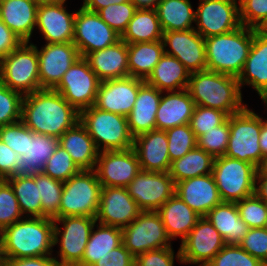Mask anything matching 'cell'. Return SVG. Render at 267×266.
Returning a JSON list of instances; mask_svg holds the SVG:
<instances>
[{"label":"cell","mask_w":267,"mask_h":266,"mask_svg":"<svg viewBox=\"0 0 267 266\" xmlns=\"http://www.w3.org/2000/svg\"><path fill=\"white\" fill-rule=\"evenodd\" d=\"M21 121L33 132L60 138L80 121V113L54 89H41L25 95Z\"/></svg>","instance_id":"cell-1"},{"label":"cell","mask_w":267,"mask_h":266,"mask_svg":"<svg viewBox=\"0 0 267 266\" xmlns=\"http://www.w3.org/2000/svg\"><path fill=\"white\" fill-rule=\"evenodd\" d=\"M54 220L23 217L1 233L0 251L4 259L53 256Z\"/></svg>","instance_id":"cell-2"},{"label":"cell","mask_w":267,"mask_h":266,"mask_svg":"<svg viewBox=\"0 0 267 266\" xmlns=\"http://www.w3.org/2000/svg\"><path fill=\"white\" fill-rule=\"evenodd\" d=\"M196 106L217 109L228 116L242 111L248 104L238 78L211 70H202L190 74L187 87Z\"/></svg>","instance_id":"cell-3"},{"label":"cell","mask_w":267,"mask_h":266,"mask_svg":"<svg viewBox=\"0 0 267 266\" xmlns=\"http://www.w3.org/2000/svg\"><path fill=\"white\" fill-rule=\"evenodd\" d=\"M253 43V28L241 25L221 35L205 38L207 70L238 76Z\"/></svg>","instance_id":"cell-4"},{"label":"cell","mask_w":267,"mask_h":266,"mask_svg":"<svg viewBox=\"0 0 267 266\" xmlns=\"http://www.w3.org/2000/svg\"><path fill=\"white\" fill-rule=\"evenodd\" d=\"M85 126L99 152L133 148L127 117L98 109L94 105L80 112Z\"/></svg>","instance_id":"cell-5"},{"label":"cell","mask_w":267,"mask_h":266,"mask_svg":"<svg viewBox=\"0 0 267 266\" xmlns=\"http://www.w3.org/2000/svg\"><path fill=\"white\" fill-rule=\"evenodd\" d=\"M0 81L23 96L41 90L37 47L22 42L0 59Z\"/></svg>","instance_id":"cell-6"},{"label":"cell","mask_w":267,"mask_h":266,"mask_svg":"<svg viewBox=\"0 0 267 266\" xmlns=\"http://www.w3.org/2000/svg\"><path fill=\"white\" fill-rule=\"evenodd\" d=\"M247 105L242 111L229 116V140L225 156L253 164L262 160L259 145L261 116Z\"/></svg>","instance_id":"cell-7"},{"label":"cell","mask_w":267,"mask_h":266,"mask_svg":"<svg viewBox=\"0 0 267 266\" xmlns=\"http://www.w3.org/2000/svg\"><path fill=\"white\" fill-rule=\"evenodd\" d=\"M95 223L96 218L89 216H65L54 219L53 245H59L60 249L56 250L53 257L59 266H77L82 261Z\"/></svg>","instance_id":"cell-8"},{"label":"cell","mask_w":267,"mask_h":266,"mask_svg":"<svg viewBox=\"0 0 267 266\" xmlns=\"http://www.w3.org/2000/svg\"><path fill=\"white\" fill-rule=\"evenodd\" d=\"M102 185L95 170H81L63 182L58 218L89 216L96 218Z\"/></svg>","instance_id":"cell-9"},{"label":"cell","mask_w":267,"mask_h":266,"mask_svg":"<svg viewBox=\"0 0 267 266\" xmlns=\"http://www.w3.org/2000/svg\"><path fill=\"white\" fill-rule=\"evenodd\" d=\"M256 167L227 156L214 159L212 175L223 202L237 203L255 194Z\"/></svg>","instance_id":"cell-10"},{"label":"cell","mask_w":267,"mask_h":266,"mask_svg":"<svg viewBox=\"0 0 267 266\" xmlns=\"http://www.w3.org/2000/svg\"><path fill=\"white\" fill-rule=\"evenodd\" d=\"M157 211H141L122 229V243L135 257L150 250L173 247Z\"/></svg>","instance_id":"cell-11"},{"label":"cell","mask_w":267,"mask_h":266,"mask_svg":"<svg viewBox=\"0 0 267 266\" xmlns=\"http://www.w3.org/2000/svg\"><path fill=\"white\" fill-rule=\"evenodd\" d=\"M101 80L84 57L78 58L54 89L79 113L95 104Z\"/></svg>","instance_id":"cell-12"},{"label":"cell","mask_w":267,"mask_h":266,"mask_svg":"<svg viewBox=\"0 0 267 266\" xmlns=\"http://www.w3.org/2000/svg\"><path fill=\"white\" fill-rule=\"evenodd\" d=\"M194 29L204 38L229 33L241 26L239 0H199Z\"/></svg>","instance_id":"cell-13"},{"label":"cell","mask_w":267,"mask_h":266,"mask_svg":"<svg viewBox=\"0 0 267 266\" xmlns=\"http://www.w3.org/2000/svg\"><path fill=\"white\" fill-rule=\"evenodd\" d=\"M74 19V38L81 57L105 49L117 43L121 36L115 32L96 12L82 7L77 9Z\"/></svg>","instance_id":"cell-14"},{"label":"cell","mask_w":267,"mask_h":266,"mask_svg":"<svg viewBox=\"0 0 267 266\" xmlns=\"http://www.w3.org/2000/svg\"><path fill=\"white\" fill-rule=\"evenodd\" d=\"M126 188L141 211H157L175 194L176 184L168 172L141 170Z\"/></svg>","instance_id":"cell-15"},{"label":"cell","mask_w":267,"mask_h":266,"mask_svg":"<svg viewBox=\"0 0 267 266\" xmlns=\"http://www.w3.org/2000/svg\"><path fill=\"white\" fill-rule=\"evenodd\" d=\"M180 243L183 264L196 266H206L225 246L224 239L206 217H201Z\"/></svg>","instance_id":"cell-16"},{"label":"cell","mask_w":267,"mask_h":266,"mask_svg":"<svg viewBox=\"0 0 267 266\" xmlns=\"http://www.w3.org/2000/svg\"><path fill=\"white\" fill-rule=\"evenodd\" d=\"M141 171L134 148L99 152L95 172L102 187H127Z\"/></svg>","instance_id":"cell-17"},{"label":"cell","mask_w":267,"mask_h":266,"mask_svg":"<svg viewBox=\"0 0 267 266\" xmlns=\"http://www.w3.org/2000/svg\"><path fill=\"white\" fill-rule=\"evenodd\" d=\"M37 47L39 61V80L41 89H55L66 71L80 58L73 42L46 43Z\"/></svg>","instance_id":"cell-18"},{"label":"cell","mask_w":267,"mask_h":266,"mask_svg":"<svg viewBox=\"0 0 267 266\" xmlns=\"http://www.w3.org/2000/svg\"><path fill=\"white\" fill-rule=\"evenodd\" d=\"M162 42L165 54L176 57L190 74L206 69L205 38L195 29L163 32Z\"/></svg>","instance_id":"cell-19"},{"label":"cell","mask_w":267,"mask_h":266,"mask_svg":"<svg viewBox=\"0 0 267 266\" xmlns=\"http://www.w3.org/2000/svg\"><path fill=\"white\" fill-rule=\"evenodd\" d=\"M144 80L131 76L101 81L94 106L127 117Z\"/></svg>","instance_id":"cell-20"},{"label":"cell","mask_w":267,"mask_h":266,"mask_svg":"<svg viewBox=\"0 0 267 266\" xmlns=\"http://www.w3.org/2000/svg\"><path fill=\"white\" fill-rule=\"evenodd\" d=\"M141 210L125 187H102L96 222L124 228L133 222Z\"/></svg>","instance_id":"cell-21"},{"label":"cell","mask_w":267,"mask_h":266,"mask_svg":"<svg viewBox=\"0 0 267 266\" xmlns=\"http://www.w3.org/2000/svg\"><path fill=\"white\" fill-rule=\"evenodd\" d=\"M66 0L38 5L36 28L45 43L72 42L75 13L68 12Z\"/></svg>","instance_id":"cell-22"},{"label":"cell","mask_w":267,"mask_h":266,"mask_svg":"<svg viewBox=\"0 0 267 266\" xmlns=\"http://www.w3.org/2000/svg\"><path fill=\"white\" fill-rule=\"evenodd\" d=\"M238 82L241 89L253 88L261 100L267 96V33L262 30L253 28V43Z\"/></svg>","instance_id":"cell-23"},{"label":"cell","mask_w":267,"mask_h":266,"mask_svg":"<svg viewBox=\"0 0 267 266\" xmlns=\"http://www.w3.org/2000/svg\"><path fill=\"white\" fill-rule=\"evenodd\" d=\"M175 193L201 217L223 202L212 173L177 182Z\"/></svg>","instance_id":"cell-24"},{"label":"cell","mask_w":267,"mask_h":266,"mask_svg":"<svg viewBox=\"0 0 267 266\" xmlns=\"http://www.w3.org/2000/svg\"><path fill=\"white\" fill-rule=\"evenodd\" d=\"M133 148L142 171L169 172L171 161L166 131L154 129L136 136Z\"/></svg>","instance_id":"cell-25"},{"label":"cell","mask_w":267,"mask_h":266,"mask_svg":"<svg viewBox=\"0 0 267 266\" xmlns=\"http://www.w3.org/2000/svg\"><path fill=\"white\" fill-rule=\"evenodd\" d=\"M59 146V138L33 132L27 127L26 152L14 169V176H35L42 173L47 160Z\"/></svg>","instance_id":"cell-26"},{"label":"cell","mask_w":267,"mask_h":266,"mask_svg":"<svg viewBox=\"0 0 267 266\" xmlns=\"http://www.w3.org/2000/svg\"><path fill=\"white\" fill-rule=\"evenodd\" d=\"M162 92L145 81L140 85L134 107L127 116L128 128L133 138L156 129V114Z\"/></svg>","instance_id":"cell-27"},{"label":"cell","mask_w":267,"mask_h":266,"mask_svg":"<svg viewBox=\"0 0 267 266\" xmlns=\"http://www.w3.org/2000/svg\"><path fill=\"white\" fill-rule=\"evenodd\" d=\"M195 106L187 88L162 92L156 114V129L165 131L179 125L189 124Z\"/></svg>","instance_id":"cell-28"},{"label":"cell","mask_w":267,"mask_h":266,"mask_svg":"<svg viewBox=\"0 0 267 266\" xmlns=\"http://www.w3.org/2000/svg\"><path fill=\"white\" fill-rule=\"evenodd\" d=\"M84 58L101 81L129 76L127 43L121 39L105 49L87 54Z\"/></svg>","instance_id":"cell-29"},{"label":"cell","mask_w":267,"mask_h":266,"mask_svg":"<svg viewBox=\"0 0 267 266\" xmlns=\"http://www.w3.org/2000/svg\"><path fill=\"white\" fill-rule=\"evenodd\" d=\"M38 5L32 0H0V19L23 41L32 42Z\"/></svg>","instance_id":"cell-30"},{"label":"cell","mask_w":267,"mask_h":266,"mask_svg":"<svg viewBox=\"0 0 267 266\" xmlns=\"http://www.w3.org/2000/svg\"><path fill=\"white\" fill-rule=\"evenodd\" d=\"M157 212L172 241L179 237L181 238L180 242H182L201 218L176 193Z\"/></svg>","instance_id":"cell-31"},{"label":"cell","mask_w":267,"mask_h":266,"mask_svg":"<svg viewBox=\"0 0 267 266\" xmlns=\"http://www.w3.org/2000/svg\"><path fill=\"white\" fill-rule=\"evenodd\" d=\"M59 146L69 153L81 170H95L99 150L80 121L60 136Z\"/></svg>","instance_id":"cell-32"},{"label":"cell","mask_w":267,"mask_h":266,"mask_svg":"<svg viewBox=\"0 0 267 266\" xmlns=\"http://www.w3.org/2000/svg\"><path fill=\"white\" fill-rule=\"evenodd\" d=\"M220 233L225 245H239L249 230L240 218L236 203L222 202L205 216Z\"/></svg>","instance_id":"cell-33"},{"label":"cell","mask_w":267,"mask_h":266,"mask_svg":"<svg viewBox=\"0 0 267 266\" xmlns=\"http://www.w3.org/2000/svg\"><path fill=\"white\" fill-rule=\"evenodd\" d=\"M189 79L186 67L176 57L164 53L145 82L161 92H170L186 89Z\"/></svg>","instance_id":"cell-34"},{"label":"cell","mask_w":267,"mask_h":266,"mask_svg":"<svg viewBox=\"0 0 267 266\" xmlns=\"http://www.w3.org/2000/svg\"><path fill=\"white\" fill-rule=\"evenodd\" d=\"M121 244L122 228L96 222L85 247L82 261L77 266H93Z\"/></svg>","instance_id":"cell-35"},{"label":"cell","mask_w":267,"mask_h":266,"mask_svg":"<svg viewBox=\"0 0 267 266\" xmlns=\"http://www.w3.org/2000/svg\"><path fill=\"white\" fill-rule=\"evenodd\" d=\"M190 0H160L155 10L163 32L194 29L195 10Z\"/></svg>","instance_id":"cell-36"},{"label":"cell","mask_w":267,"mask_h":266,"mask_svg":"<svg viewBox=\"0 0 267 266\" xmlns=\"http://www.w3.org/2000/svg\"><path fill=\"white\" fill-rule=\"evenodd\" d=\"M129 76L146 80L164 55L162 40L127 44Z\"/></svg>","instance_id":"cell-37"},{"label":"cell","mask_w":267,"mask_h":266,"mask_svg":"<svg viewBox=\"0 0 267 266\" xmlns=\"http://www.w3.org/2000/svg\"><path fill=\"white\" fill-rule=\"evenodd\" d=\"M163 31L155 9H137L121 40L127 44L162 40Z\"/></svg>","instance_id":"cell-38"},{"label":"cell","mask_w":267,"mask_h":266,"mask_svg":"<svg viewBox=\"0 0 267 266\" xmlns=\"http://www.w3.org/2000/svg\"><path fill=\"white\" fill-rule=\"evenodd\" d=\"M214 159L211 154L196 146L180 159L171 162L168 173L175 184L193 177L211 174Z\"/></svg>","instance_id":"cell-39"},{"label":"cell","mask_w":267,"mask_h":266,"mask_svg":"<svg viewBox=\"0 0 267 266\" xmlns=\"http://www.w3.org/2000/svg\"><path fill=\"white\" fill-rule=\"evenodd\" d=\"M6 180L13 188L23 217H42L39 184H35V176H14Z\"/></svg>","instance_id":"cell-40"},{"label":"cell","mask_w":267,"mask_h":266,"mask_svg":"<svg viewBox=\"0 0 267 266\" xmlns=\"http://www.w3.org/2000/svg\"><path fill=\"white\" fill-rule=\"evenodd\" d=\"M35 184H39L42 217L58 218L63 182L39 173L35 175Z\"/></svg>","instance_id":"cell-41"},{"label":"cell","mask_w":267,"mask_h":266,"mask_svg":"<svg viewBox=\"0 0 267 266\" xmlns=\"http://www.w3.org/2000/svg\"><path fill=\"white\" fill-rule=\"evenodd\" d=\"M166 131L168 153L171 162L180 159L197 146V138L189 124L169 128Z\"/></svg>","instance_id":"cell-42"},{"label":"cell","mask_w":267,"mask_h":266,"mask_svg":"<svg viewBox=\"0 0 267 266\" xmlns=\"http://www.w3.org/2000/svg\"><path fill=\"white\" fill-rule=\"evenodd\" d=\"M80 171L81 169L73 161L69 153L61 146H58L54 154L47 160L42 173L52 179L65 182Z\"/></svg>","instance_id":"cell-43"},{"label":"cell","mask_w":267,"mask_h":266,"mask_svg":"<svg viewBox=\"0 0 267 266\" xmlns=\"http://www.w3.org/2000/svg\"><path fill=\"white\" fill-rule=\"evenodd\" d=\"M137 8L131 2L110 4L100 9L97 14L120 36L126 31L129 21L132 19Z\"/></svg>","instance_id":"cell-44"},{"label":"cell","mask_w":267,"mask_h":266,"mask_svg":"<svg viewBox=\"0 0 267 266\" xmlns=\"http://www.w3.org/2000/svg\"><path fill=\"white\" fill-rule=\"evenodd\" d=\"M229 116L221 125L197 137V147L211 154L214 158L224 156L229 140Z\"/></svg>","instance_id":"cell-45"},{"label":"cell","mask_w":267,"mask_h":266,"mask_svg":"<svg viewBox=\"0 0 267 266\" xmlns=\"http://www.w3.org/2000/svg\"><path fill=\"white\" fill-rule=\"evenodd\" d=\"M240 218L249 228H265L267 222V203L256 194L236 203Z\"/></svg>","instance_id":"cell-46"},{"label":"cell","mask_w":267,"mask_h":266,"mask_svg":"<svg viewBox=\"0 0 267 266\" xmlns=\"http://www.w3.org/2000/svg\"><path fill=\"white\" fill-rule=\"evenodd\" d=\"M206 266H266L240 245H225Z\"/></svg>","instance_id":"cell-47"},{"label":"cell","mask_w":267,"mask_h":266,"mask_svg":"<svg viewBox=\"0 0 267 266\" xmlns=\"http://www.w3.org/2000/svg\"><path fill=\"white\" fill-rule=\"evenodd\" d=\"M23 218L13 188L6 179H0V230Z\"/></svg>","instance_id":"cell-48"},{"label":"cell","mask_w":267,"mask_h":266,"mask_svg":"<svg viewBox=\"0 0 267 266\" xmlns=\"http://www.w3.org/2000/svg\"><path fill=\"white\" fill-rule=\"evenodd\" d=\"M23 97L0 81V126L21 120Z\"/></svg>","instance_id":"cell-49"},{"label":"cell","mask_w":267,"mask_h":266,"mask_svg":"<svg viewBox=\"0 0 267 266\" xmlns=\"http://www.w3.org/2000/svg\"><path fill=\"white\" fill-rule=\"evenodd\" d=\"M227 119L228 115L225 112L217 109L195 106L189 125L197 138L213 129V127L223 124Z\"/></svg>","instance_id":"cell-50"},{"label":"cell","mask_w":267,"mask_h":266,"mask_svg":"<svg viewBox=\"0 0 267 266\" xmlns=\"http://www.w3.org/2000/svg\"><path fill=\"white\" fill-rule=\"evenodd\" d=\"M241 25L261 30L267 24V0H239Z\"/></svg>","instance_id":"cell-51"},{"label":"cell","mask_w":267,"mask_h":266,"mask_svg":"<svg viewBox=\"0 0 267 266\" xmlns=\"http://www.w3.org/2000/svg\"><path fill=\"white\" fill-rule=\"evenodd\" d=\"M0 140L21 157L26 152L27 126L21 120L0 126Z\"/></svg>","instance_id":"cell-52"},{"label":"cell","mask_w":267,"mask_h":266,"mask_svg":"<svg viewBox=\"0 0 267 266\" xmlns=\"http://www.w3.org/2000/svg\"><path fill=\"white\" fill-rule=\"evenodd\" d=\"M175 258L180 264H183L179 249L175 253L173 247H164L137 255L135 266H174Z\"/></svg>","instance_id":"cell-53"},{"label":"cell","mask_w":267,"mask_h":266,"mask_svg":"<svg viewBox=\"0 0 267 266\" xmlns=\"http://www.w3.org/2000/svg\"><path fill=\"white\" fill-rule=\"evenodd\" d=\"M239 245L267 266V230L265 228H249Z\"/></svg>","instance_id":"cell-54"},{"label":"cell","mask_w":267,"mask_h":266,"mask_svg":"<svg viewBox=\"0 0 267 266\" xmlns=\"http://www.w3.org/2000/svg\"><path fill=\"white\" fill-rule=\"evenodd\" d=\"M93 266H135V256L122 243L99 259Z\"/></svg>","instance_id":"cell-55"},{"label":"cell","mask_w":267,"mask_h":266,"mask_svg":"<svg viewBox=\"0 0 267 266\" xmlns=\"http://www.w3.org/2000/svg\"><path fill=\"white\" fill-rule=\"evenodd\" d=\"M20 156L0 140V179L14 177V169Z\"/></svg>","instance_id":"cell-56"},{"label":"cell","mask_w":267,"mask_h":266,"mask_svg":"<svg viewBox=\"0 0 267 266\" xmlns=\"http://www.w3.org/2000/svg\"><path fill=\"white\" fill-rule=\"evenodd\" d=\"M23 41L0 19V59L7 56Z\"/></svg>","instance_id":"cell-57"},{"label":"cell","mask_w":267,"mask_h":266,"mask_svg":"<svg viewBox=\"0 0 267 266\" xmlns=\"http://www.w3.org/2000/svg\"><path fill=\"white\" fill-rule=\"evenodd\" d=\"M10 266H59L53 256L5 259Z\"/></svg>","instance_id":"cell-58"},{"label":"cell","mask_w":267,"mask_h":266,"mask_svg":"<svg viewBox=\"0 0 267 266\" xmlns=\"http://www.w3.org/2000/svg\"><path fill=\"white\" fill-rule=\"evenodd\" d=\"M128 1L130 0H83L81 7L97 13L100 9L105 8L110 4H120Z\"/></svg>","instance_id":"cell-59"},{"label":"cell","mask_w":267,"mask_h":266,"mask_svg":"<svg viewBox=\"0 0 267 266\" xmlns=\"http://www.w3.org/2000/svg\"><path fill=\"white\" fill-rule=\"evenodd\" d=\"M255 194L267 203V177L255 176Z\"/></svg>","instance_id":"cell-60"},{"label":"cell","mask_w":267,"mask_h":266,"mask_svg":"<svg viewBox=\"0 0 267 266\" xmlns=\"http://www.w3.org/2000/svg\"><path fill=\"white\" fill-rule=\"evenodd\" d=\"M259 145L262 152V158L267 155V118H263L261 115V131Z\"/></svg>","instance_id":"cell-61"},{"label":"cell","mask_w":267,"mask_h":266,"mask_svg":"<svg viewBox=\"0 0 267 266\" xmlns=\"http://www.w3.org/2000/svg\"><path fill=\"white\" fill-rule=\"evenodd\" d=\"M137 9H155L160 0H130Z\"/></svg>","instance_id":"cell-62"},{"label":"cell","mask_w":267,"mask_h":266,"mask_svg":"<svg viewBox=\"0 0 267 266\" xmlns=\"http://www.w3.org/2000/svg\"><path fill=\"white\" fill-rule=\"evenodd\" d=\"M256 176H266L267 177V155L262 158L260 164L256 168Z\"/></svg>","instance_id":"cell-63"},{"label":"cell","mask_w":267,"mask_h":266,"mask_svg":"<svg viewBox=\"0 0 267 266\" xmlns=\"http://www.w3.org/2000/svg\"><path fill=\"white\" fill-rule=\"evenodd\" d=\"M32 1L37 5H41V4H53L64 0H32Z\"/></svg>","instance_id":"cell-64"},{"label":"cell","mask_w":267,"mask_h":266,"mask_svg":"<svg viewBox=\"0 0 267 266\" xmlns=\"http://www.w3.org/2000/svg\"><path fill=\"white\" fill-rule=\"evenodd\" d=\"M262 103H264L265 109L267 110V96L262 100Z\"/></svg>","instance_id":"cell-65"},{"label":"cell","mask_w":267,"mask_h":266,"mask_svg":"<svg viewBox=\"0 0 267 266\" xmlns=\"http://www.w3.org/2000/svg\"><path fill=\"white\" fill-rule=\"evenodd\" d=\"M5 261L4 256L1 254L0 251V265Z\"/></svg>","instance_id":"cell-66"},{"label":"cell","mask_w":267,"mask_h":266,"mask_svg":"<svg viewBox=\"0 0 267 266\" xmlns=\"http://www.w3.org/2000/svg\"><path fill=\"white\" fill-rule=\"evenodd\" d=\"M263 32L267 33V24L261 29Z\"/></svg>","instance_id":"cell-67"},{"label":"cell","mask_w":267,"mask_h":266,"mask_svg":"<svg viewBox=\"0 0 267 266\" xmlns=\"http://www.w3.org/2000/svg\"><path fill=\"white\" fill-rule=\"evenodd\" d=\"M0 266H10L6 261H4Z\"/></svg>","instance_id":"cell-68"},{"label":"cell","mask_w":267,"mask_h":266,"mask_svg":"<svg viewBox=\"0 0 267 266\" xmlns=\"http://www.w3.org/2000/svg\"><path fill=\"white\" fill-rule=\"evenodd\" d=\"M1 233H2V231L0 230V246H1Z\"/></svg>","instance_id":"cell-69"}]
</instances>
